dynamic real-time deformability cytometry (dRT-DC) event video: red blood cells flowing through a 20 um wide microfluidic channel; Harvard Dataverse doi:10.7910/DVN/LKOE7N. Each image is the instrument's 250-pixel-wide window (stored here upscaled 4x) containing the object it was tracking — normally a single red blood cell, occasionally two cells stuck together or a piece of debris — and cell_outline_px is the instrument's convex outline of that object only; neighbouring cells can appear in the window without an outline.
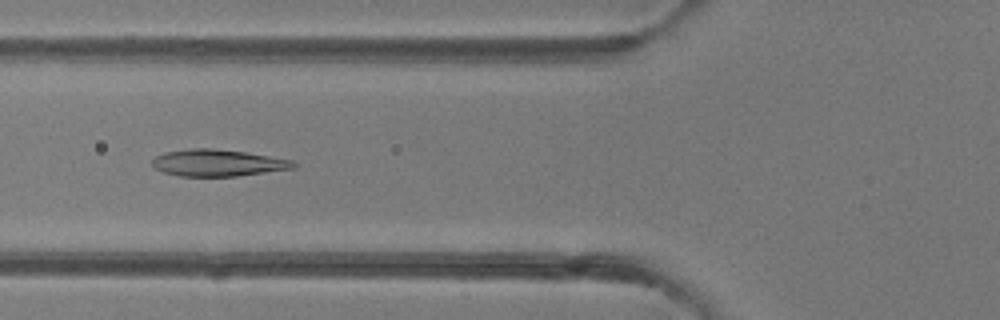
{"species": "common noctule bat (a hibernating species)", "species_latin": "Nyctalus noctula", "temperature_condition": "room temperature", "stored_images_in_passage": 48, "camera_frame_rate_fps": 3000, "um_per_image_px": 0.085, "animal": {"sex": "female"}, "frame": {"image": 1, "passage_image": 18, "time_ms": 5.667, "image_size_px": [1000, 320], "cell_outline_px": [[296, 168], [236, 176], [180, 176], [164, 172], [156, 168], [152, 164], [152, 160], [156, 156], [164, 152], [192, 148], [212, 148], [244, 152], [292, 160], [296, 164]], "centroid_in_image_um": [18.5, 13.84], "position_along_channel_um": 107.3, "area_um2": 21.85}}
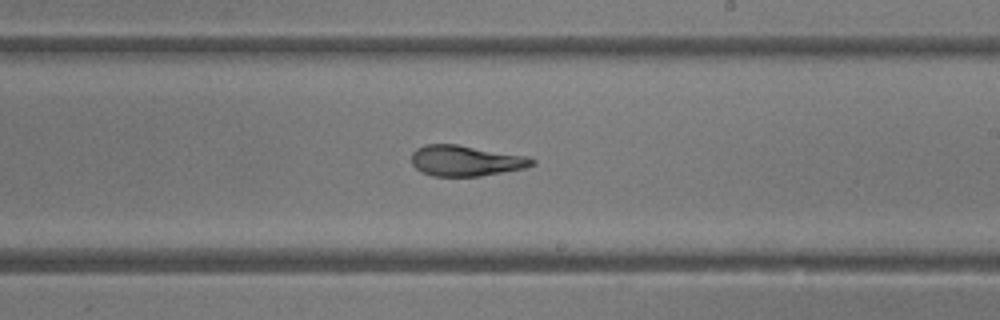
{"frame": {"image": 2, "passage_image": 28, "time_ms": 9.0, "image_size_px": [1000, 320], "cell_outline_px": [[536, 164], [524, 168], [480, 176], [432, 176], [420, 172], [412, 164], [412, 152], [416, 148], [424, 144], [456, 144], [528, 156], [536, 160]], "centroid_in_image_um": [39.58, 13.66], "position_along_channel_um": 249.4, "area_um2": 21.68}}
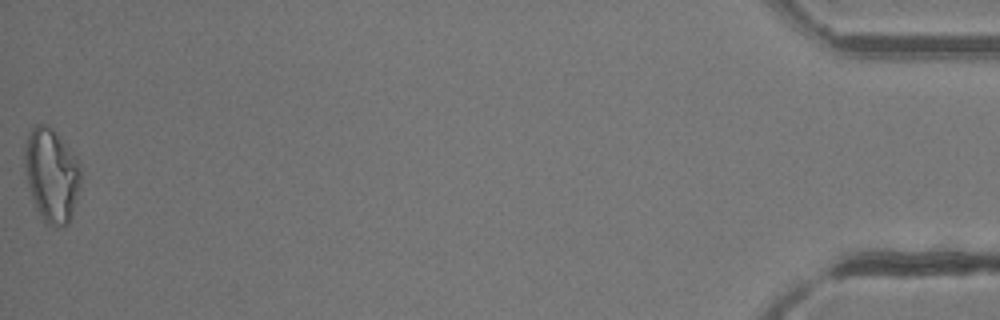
{"frame": {"image": 3, "passage_image": 48, "time_ms": 15.667, "image_size_px": [1000, 320], "cell_outline_px": [[80, 184], [72, 216], [68, 224], [56, 228], [44, 224], [36, 208], [28, 184], [24, 164], [24, 148], [28, 136], [32, 128], [36, 124], [48, 124], [56, 132], [76, 156], [80, 168]], "centroid_in_image_um": [4.38, 14.9], "position_along_channel_um": 430.8, "area_um2": 30.75}, "authors_computed_cell_mechanics": {"area_um2": 23.0911, "velocity_mm_per_s": 4.2601, "shape_relaxation_time_tau1_ms": 5.5918, "shape_relaxation_time_tau2_ms": 1.7185, "deformation_change_tau1": 0.2138, "deformation_change_tau2": 0.1109}}